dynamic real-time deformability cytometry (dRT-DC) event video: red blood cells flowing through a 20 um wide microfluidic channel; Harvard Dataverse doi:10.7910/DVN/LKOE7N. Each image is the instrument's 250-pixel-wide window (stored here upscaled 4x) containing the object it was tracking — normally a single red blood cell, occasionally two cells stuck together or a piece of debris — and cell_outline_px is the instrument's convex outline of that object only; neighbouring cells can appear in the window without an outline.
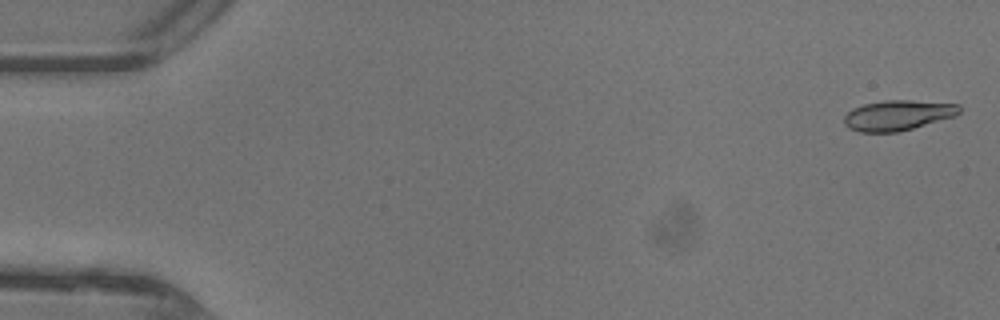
{"species": "common noctule bat (a hibernating species)", "species_latin": "Nyctalus noctula", "temperature_condition": "warm", "stored_images_in_passage": 46, "camera_frame_rate_fps": 3000, "um_per_image_px": 0.085, "animal": {"sex": "female"}, "frame": {"image": 1, "passage_image": 1, "time_ms": 0.0, "image_size_px": [1000, 320], "cell_outline_px": [[960, 112], [956, 116], [900, 132], [860, 132], [848, 128], [844, 124], [844, 116], [852, 108], [864, 104], [884, 100], [912, 100], [960, 104]], "centroid_in_image_um": [76.32, 9.8], "position_along_channel_um": 8.7, "area_um2": 20.52}}
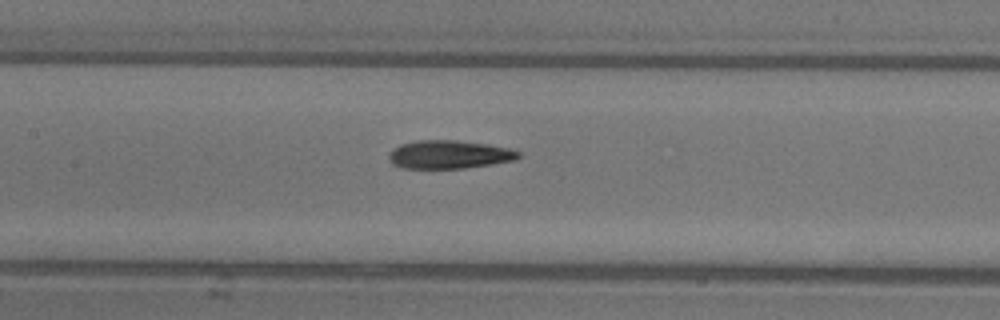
{"frame": {"image": 2, "passage_image": 22, "time_ms": 7.0, "image_size_px": [1000, 320], "cell_outline_px": [[520, 156], [512, 160], [492, 164], [464, 168], [404, 168], [392, 164], [388, 160], [388, 156], [392, 148], [400, 144], [416, 140], [456, 140], [488, 144], [508, 148], [520, 152]], "centroid_in_image_um": [38.12, 13.12], "position_along_channel_um": 169.3, "area_um2": 21.39}}
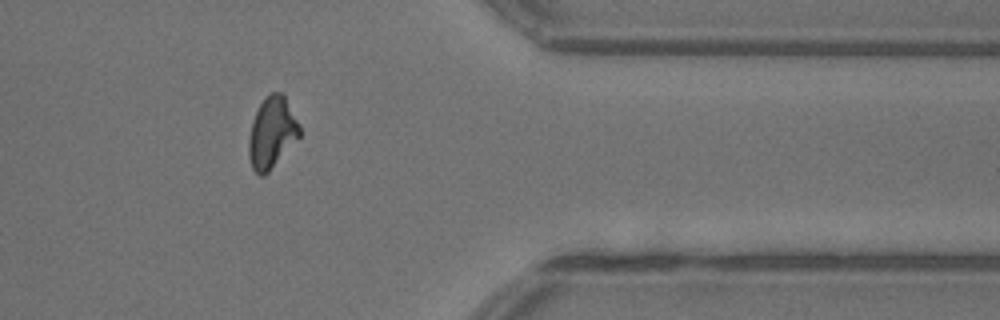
{"frame": {"image": 3, "passage_image": 38, "time_ms": 12.333, "image_size_px": [1000, 320], "cell_outline_px": [[300, 136], [268, 172], [264, 176], [260, 176], [252, 168], [248, 156], [248, 140], [252, 124], [256, 112], [260, 104], [272, 92], [284, 92], [300, 128]], "centroid_in_image_um": [23.1, 11.28], "position_along_channel_um": 388.3, "area_um2": 20.81}, "authors_computed_cell_mechanics": {"area_um2": 20.9814, "velocity_mm_per_s": 4.4491, "shape_relaxation_time_tau1_ms": null, "shape_relaxation_time_tau2_ms": 3.6755, "deformation_change_tau1": null, "deformation_change_tau2": 0.1281}}